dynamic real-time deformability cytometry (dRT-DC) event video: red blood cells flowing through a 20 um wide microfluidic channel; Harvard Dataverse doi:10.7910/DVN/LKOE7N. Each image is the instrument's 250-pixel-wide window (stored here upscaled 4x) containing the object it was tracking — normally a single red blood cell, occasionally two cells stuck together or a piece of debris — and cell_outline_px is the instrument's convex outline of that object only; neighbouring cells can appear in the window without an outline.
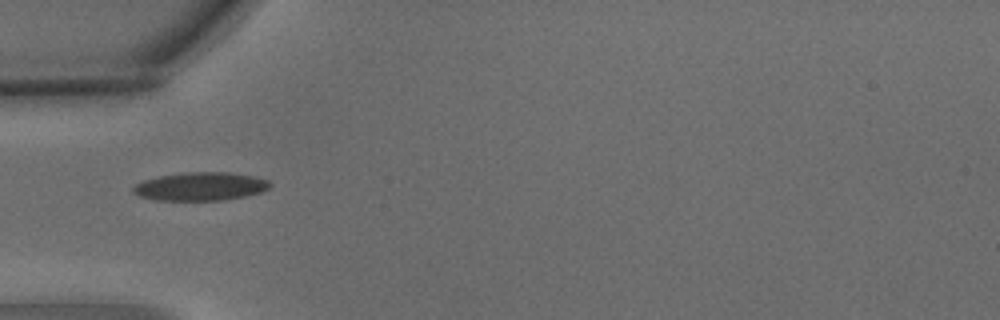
{"species": "common noctule bat (a hibernating species)", "species_latin": "Nyctalus noctula", "temperature_condition": "warm", "stored_images_in_passage": 5, "camera_frame_rate_fps": 3000, "um_per_image_px": 0.085, "animal": {"sex": "male", "body_mass_g": 15.6}, "frame": {"image": 1, "passage_image": 3, "time_ms": 0.667, "image_size_px": [1000, 320], "cell_outline_px": [[272, 184], [268, 188], [260, 192], [244, 196], [220, 200], [156, 200], [140, 196], [132, 192], [132, 188], [136, 184], [144, 180], [160, 176], [188, 172], [228, 172], [252, 176], [268, 180]], "centroid_in_image_um": [17.03, 15.84], "position_along_channel_um": 68.0, "area_um2": 22.31}}
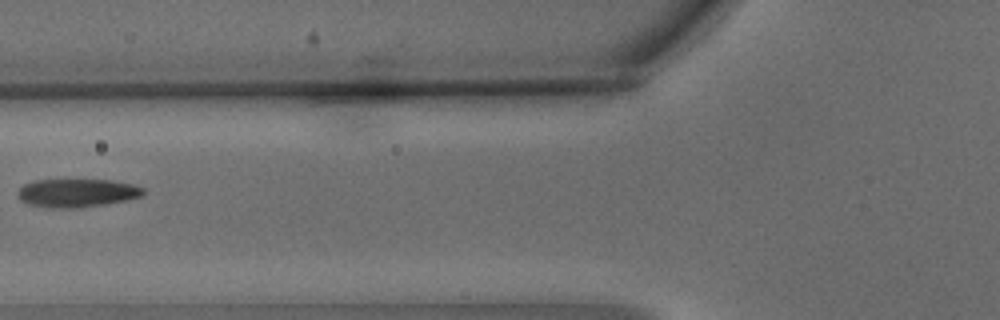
{"frame": {"image": 2, "passage_image": 4, "time_ms": 1.0, "image_size_px": [1000, 320], "cell_outline_px": [[148, 192], [144, 196], [128, 200], [80, 208], [52, 208], [28, 204], [20, 200], [16, 192], [24, 184], [36, 180], [112, 180], [136, 184], [144, 188]], "centroid_in_image_um": [6.61, 16.4], "position_along_channel_um": 119.2, "area_um2": 21.1}}
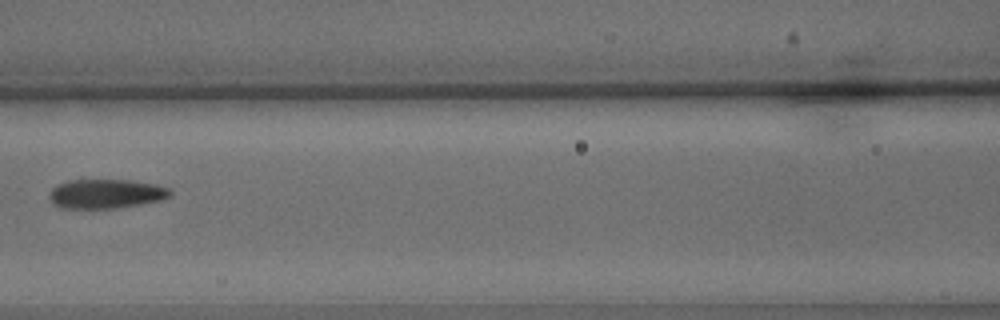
{"frame": {"image": 3, "passage_image": 5, "time_ms": 1.333, "image_size_px": [1000, 320], "cell_outline_px": [[172, 196], [160, 200], [140, 204], [116, 208], [60, 208], [52, 204], [48, 196], [52, 188], [56, 184], [68, 180], [128, 180], [156, 184], [168, 188], [172, 192]], "centroid_in_image_um": [8.97, 16.47], "position_along_channel_um": 157.6, "area_um2": 20.75}}